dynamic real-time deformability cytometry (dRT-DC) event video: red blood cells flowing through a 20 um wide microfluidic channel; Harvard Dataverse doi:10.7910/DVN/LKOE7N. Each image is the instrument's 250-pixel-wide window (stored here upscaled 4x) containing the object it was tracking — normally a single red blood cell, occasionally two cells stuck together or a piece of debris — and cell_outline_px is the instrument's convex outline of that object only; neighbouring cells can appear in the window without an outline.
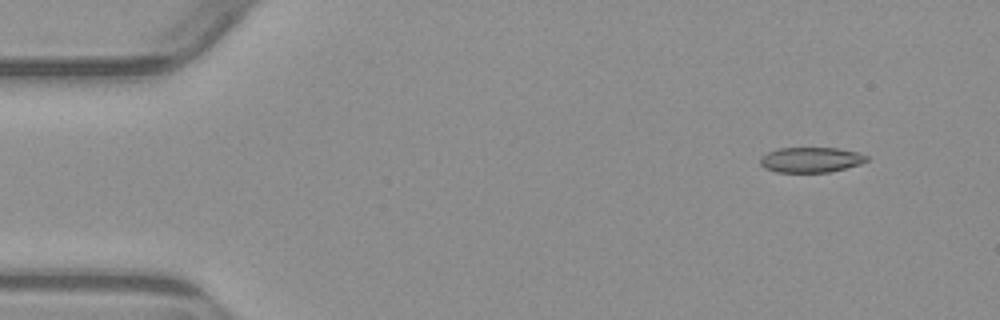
{"species": "common noctule bat (a hibernating species)", "species_latin": "Nyctalus noctula", "temperature_condition": "warm", "stored_images_in_passage": 5, "camera_frame_rate_fps": 3000, "um_per_image_px": 0.085, "animal": {"sex": "male", "body_mass_g": 23.1, "forearm_length_mm": 52.7}, "frame": {"image": 1, "passage_image": 1, "time_ms": 0.0, "image_size_px": [1000, 320], "cell_outline_px": [[868, 160], [860, 164], [828, 172], [776, 172], [764, 168], [760, 164], [760, 156], [768, 152], [780, 148], [840, 148], [856, 152], [868, 156]], "centroid_in_image_um": [68.9, 13.58], "position_along_channel_um": 16.1, "area_um2": 15.61}}